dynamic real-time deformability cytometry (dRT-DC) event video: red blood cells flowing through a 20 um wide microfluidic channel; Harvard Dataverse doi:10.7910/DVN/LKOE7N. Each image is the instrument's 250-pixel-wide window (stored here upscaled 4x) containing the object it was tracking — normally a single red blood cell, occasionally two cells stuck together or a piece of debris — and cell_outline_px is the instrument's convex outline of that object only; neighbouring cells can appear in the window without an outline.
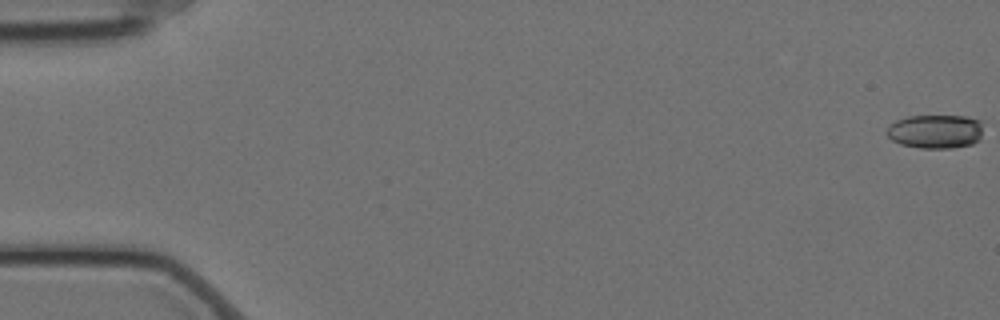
{"species": "Egyptian fruit bat (a non-hibernating species)", "species_latin": "Rousettus aegyptiacus", "temperature_condition": "cold", "stored_images_in_passage": 12, "camera_frame_rate_fps": 3000, "um_per_image_px": 0.085, "animal": {"sex": "female"}, "frame": {"image": 1, "passage_image": 1, "time_ms": 0.0, "image_size_px": [1000, 320], "cell_outline_px": [[984, 120], [980, 140], [972, 144], [952, 148], [920, 148], [900, 144], [892, 140], [888, 136], [888, 128], [896, 120], [908, 116], [968, 116]], "centroid_in_image_um": [79.59, 11.17], "position_along_channel_um": 5.4, "area_um2": 19.25}}